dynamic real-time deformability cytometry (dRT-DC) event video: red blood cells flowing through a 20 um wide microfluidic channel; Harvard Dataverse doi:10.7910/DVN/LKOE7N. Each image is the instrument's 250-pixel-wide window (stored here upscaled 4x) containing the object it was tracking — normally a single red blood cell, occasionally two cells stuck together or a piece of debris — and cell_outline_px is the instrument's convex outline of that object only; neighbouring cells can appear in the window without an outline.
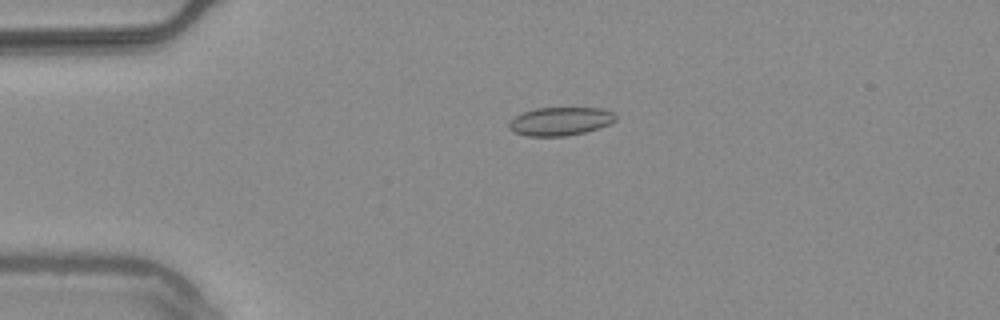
{"species": "common noctule bat (a hibernating species)", "species_latin": "Nyctalus noctula", "temperature_condition": "warm", "stored_images_in_passage": 48, "camera_frame_rate_fps": 3000, "um_per_image_px": 0.085, "animal": {"sex": "male", "body_mass_g": 20.4}, "frame": {"image": 1, "passage_image": 7, "time_ms": 2.0, "image_size_px": [1000, 320], "cell_outline_px": [[616, 120], [600, 128], [584, 132], [564, 136], [528, 136], [512, 132], [508, 128], [508, 124], [516, 116], [524, 112], [536, 108], [604, 108], [616, 112]], "centroid_in_image_um": [47.65, 10.31], "position_along_channel_um": 37.3, "area_um2": 17.69}}
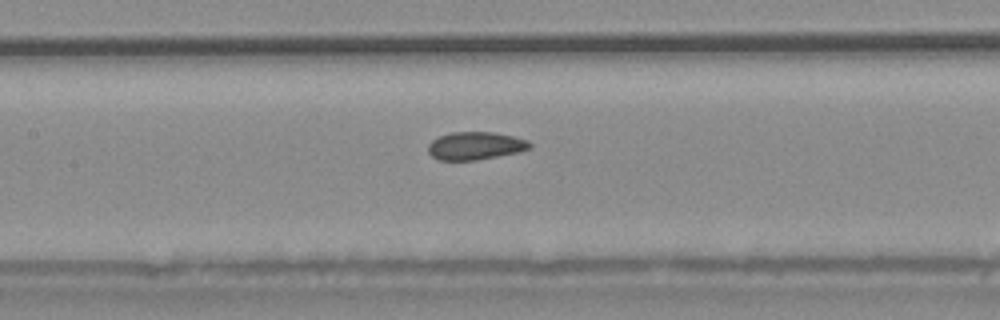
{"frame": {"image": 2, "passage_image": 20, "time_ms": 6.333, "image_size_px": [1000, 320], "cell_outline_px": [[532, 148], [520, 152], [476, 160], [440, 160], [432, 156], [428, 152], [428, 144], [432, 140], [440, 136], [452, 132], [492, 132], [512, 136], [528, 140], [532, 144]], "centroid_in_image_um": [40.43, 12.39], "position_along_channel_um": 167.0, "area_um2": 16.53}}
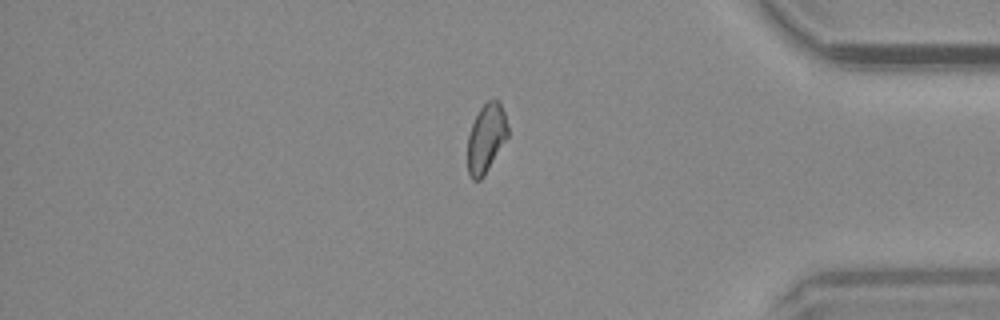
{"frame": {"image": 3, "passage_image": 40, "time_ms": 13.0, "image_size_px": [1000, 320], "cell_outline_px": [[508, 136], [484, 176], [480, 180], [472, 180], [468, 172], [468, 136], [472, 124], [480, 108], [488, 100], [500, 100], [504, 112], [508, 128]], "centroid_in_image_um": [41.33, 11.75], "position_along_channel_um": 393.9, "area_um2": 16.01}, "authors_computed_cell_mechanics": {"area_um2": 16.7331, "velocity_mm_per_s": 3.7847, "shape_relaxation_time_tau1_ms": null, "shape_relaxation_time_tau2_ms": 1.5383, "deformation_change_tau1": null, "deformation_change_tau2": 0.0612}}